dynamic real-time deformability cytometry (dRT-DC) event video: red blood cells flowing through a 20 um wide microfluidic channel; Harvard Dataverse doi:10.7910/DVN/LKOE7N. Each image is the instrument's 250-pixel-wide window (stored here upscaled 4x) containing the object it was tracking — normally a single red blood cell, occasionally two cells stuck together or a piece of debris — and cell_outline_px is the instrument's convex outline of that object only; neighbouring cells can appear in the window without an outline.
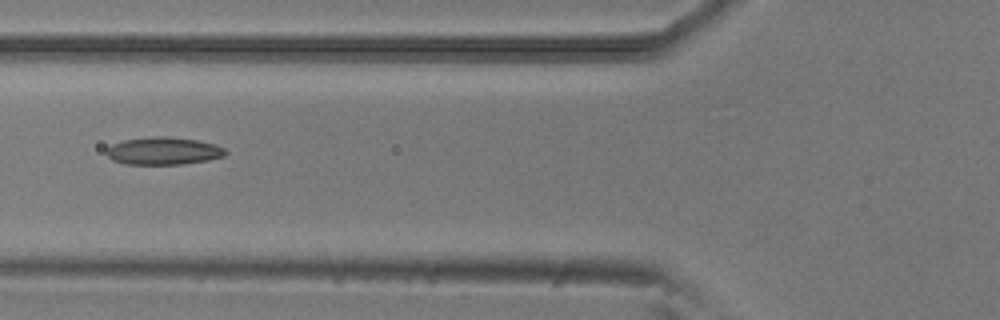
{"species": "common noctule bat (a hibernating species)", "species_latin": "Nyctalus noctula", "temperature_condition": "room temperature", "stored_images_in_passage": 6, "camera_frame_rate_fps": 3000, "um_per_image_px": 0.085, "animal": {"sex": "male", "body_mass_g": 20.5, "forearm_length_mm": 52.5}, "frame": {"image": 1, "passage_image": 6, "time_ms": 1.667, "image_size_px": [1000, 320], "cell_outline_px": [[228, 152], [224, 156], [208, 160], [180, 164], [124, 164], [112, 160], [104, 152], [112, 144], [124, 140], [152, 136], [168, 136], [196, 140], [216, 144], [224, 148]], "centroid_in_image_um": [13.89, 12.82], "position_along_channel_um": 111.9, "area_um2": 19.19}}